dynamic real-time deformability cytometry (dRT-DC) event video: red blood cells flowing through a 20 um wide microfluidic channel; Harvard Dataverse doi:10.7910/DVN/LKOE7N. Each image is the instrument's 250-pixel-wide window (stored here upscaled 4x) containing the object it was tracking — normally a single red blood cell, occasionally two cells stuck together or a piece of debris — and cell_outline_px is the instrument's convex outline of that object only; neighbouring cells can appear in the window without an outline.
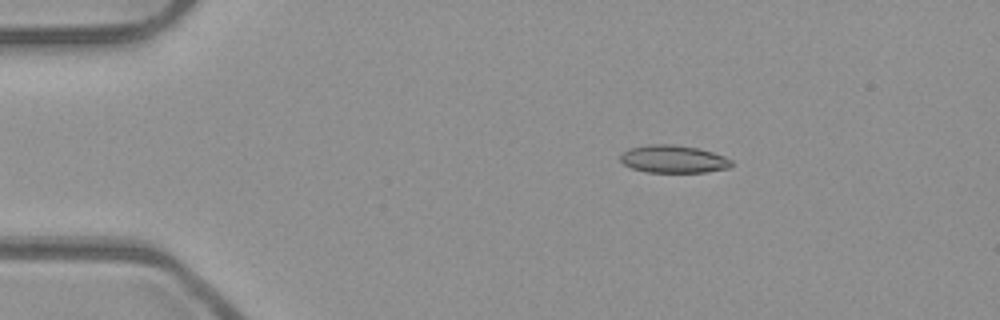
{"species": "common noctule bat (a hibernating species)", "species_latin": "Nyctalus noctula", "temperature_condition": "room temperature", "stored_images_in_passage": 47, "camera_frame_rate_fps": 3000, "um_per_image_px": 0.085, "animal": {"sex": "male", "body_mass_g": 23.1, "forearm_length_mm": 52.7}, "frame": {"image": 1, "passage_image": 4, "time_ms": 1.0, "image_size_px": [1000, 320], "cell_outline_px": [[732, 164], [728, 168], [704, 172], [648, 172], [632, 168], [624, 164], [620, 160], [620, 156], [628, 148], [652, 144], [672, 144], [700, 148], [724, 156], [732, 160]], "centroid_in_image_um": [57.24, 13.51], "position_along_channel_um": 27.8, "area_um2": 17.86}}
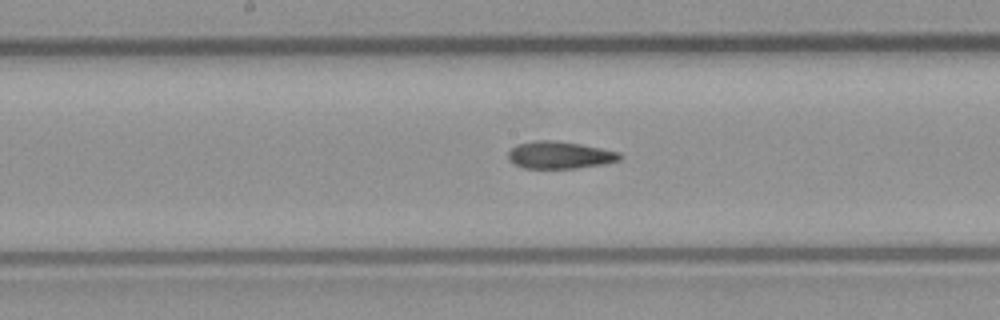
{"frame": {"image": 2, "passage_image": 22, "time_ms": 7.0, "image_size_px": [1000, 320], "cell_outline_px": [[624, 156], [620, 160], [604, 164], [576, 168], [524, 168], [508, 160], [508, 152], [516, 144], [536, 140], [556, 140], [580, 144], [620, 152]], "centroid_in_image_um": [47.59, 13.17], "position_along_channel_um": 200.6, "area_um2": 17.8}}
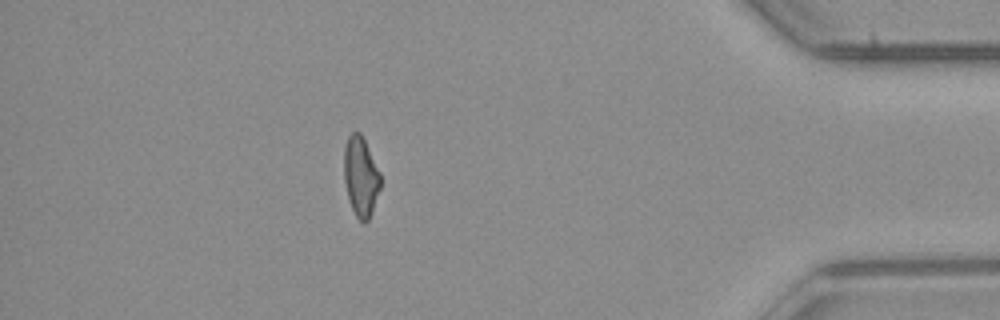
{"frame": {"image": 3, "passage_image": 41, "time_ms": 13.333, "image_size_px": [1000, 320], "cell_outline_px": [[380, 188], [372, 212], [368, 220], [364, 224], [356, 216], [352, 208], [348, 196], [344, 180], [344, 148], [348, 136], [352, 132], [360, 132], [380, 172]], "centroid_in_image_um": [30.66, 15.01], "position_along_channel_um": 404.5, "area_um2": 16.76}, "authors_computed_cell_mechanics": {"area_um2": 17.7446, "velocity_mm_per_s": 3.9582, "shape_relaxation_time_tau1_ms": null, "shape_relaxation_time_tau2_ms": 2.3165, "deformation_change_tau1": null, "deformation_change_tau2": 0.0864}}